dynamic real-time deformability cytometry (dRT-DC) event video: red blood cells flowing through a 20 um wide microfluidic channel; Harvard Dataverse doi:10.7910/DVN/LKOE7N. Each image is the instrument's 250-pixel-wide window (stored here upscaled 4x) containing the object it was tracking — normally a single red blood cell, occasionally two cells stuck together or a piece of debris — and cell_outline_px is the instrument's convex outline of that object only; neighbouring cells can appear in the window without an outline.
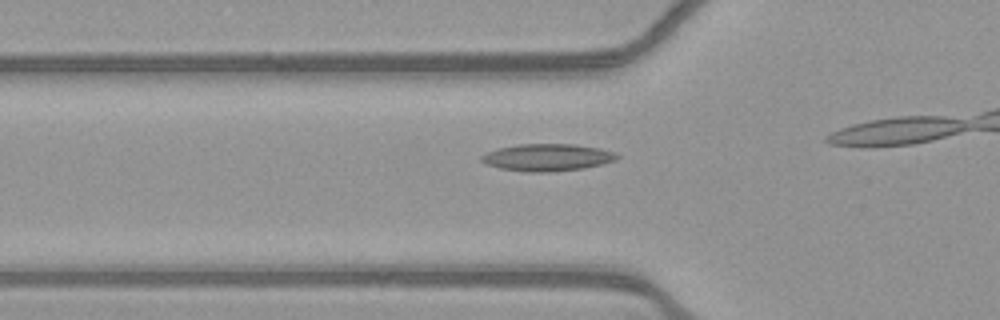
{"species": "common noctule bat (a hibernating species)", "species_latin": "Nyctalus noctula", "temperature_condition": "warm", "stored_images_in_passage": 13, "camera_frame_rate_fps": 3000, "um_per_image_px": 0.085, "animal": {"sex": "female", "body_mass_g": 21.9}, "frame": {"image": 1, "passage_image": 8, "time_ms": 2.333, "image_size_px": [1000, 320], "cell_outline_px": [[620, 156], [616, 160], [604, 164], [584, 168], [548, 172], [528, 172], [500, 168], [488, 164], [480, 160], [480, 156], [496, 148], [520, 144], [576, 144], [600, 148], [616, 152]], "centroid_in_image_um": [46.57, 13.37], "position_along_channel_um": 79.2, "area_um2": 21.56}}
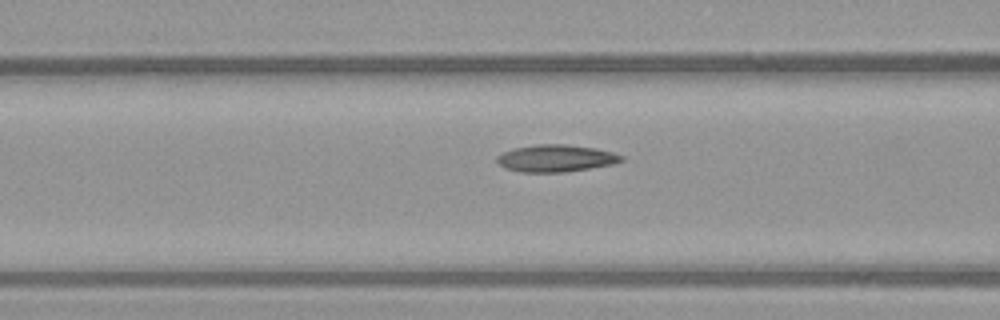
{"frame": {"image": 2, "passage_image": 11, "time_ms": 3.333, "image_size_px": [1000, 320], "cell_outline_px": [[624, 160], [612, 164], [564, 172], [520, 172], [504, 168], [496, 160], [496, 156], [512, 148], [536, 144], [564, 144], [596, 148], [612, 152], [624, 156]], "centroid_in_image_um": [47.22, 13.45], "position_along_channel_um": 119.4, "area_um2": 19.65}}